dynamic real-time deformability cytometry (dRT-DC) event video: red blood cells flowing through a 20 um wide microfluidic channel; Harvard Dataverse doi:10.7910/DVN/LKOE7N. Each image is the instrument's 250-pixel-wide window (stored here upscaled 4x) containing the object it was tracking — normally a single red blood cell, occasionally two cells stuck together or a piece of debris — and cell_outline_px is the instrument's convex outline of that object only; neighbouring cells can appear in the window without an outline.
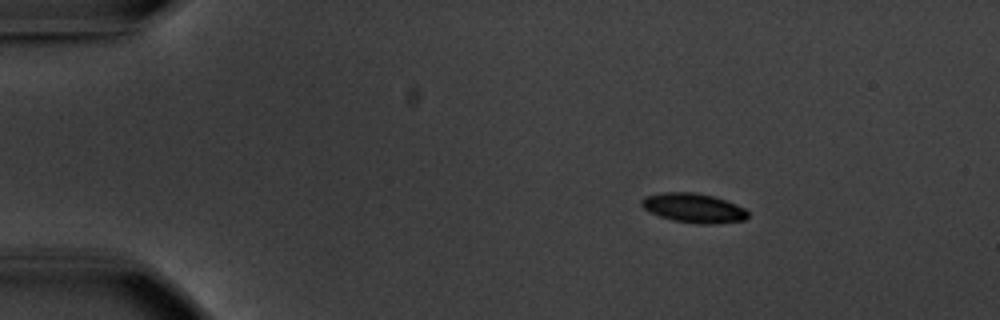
{"species": "common noctule bat (a hibernating species)", "species_latin": "Nyctalus noctula", "temperature_condition": "warm", "stored_images_in_passage": 8, "camera_frame_rate_fps": 3000, "um_per_image_px": 0.085, "animal": {"sex": "male", "body_mass_g": 20.1, "forearm_length_mm": 53.5}, "frame": {"image": 1, "passage_image": 3, "time_ms": 2.333, "image_size_px": [1000, 320], "cell_outline_px": [[748, 216], [744, 220], [712, 224], [700, 224], [672, 220], [648, 212], [640, 204], [640, 200], [644, 196], [664, 192], [692, 192], [712, 196], [736, 204], [744, 208], [748, 212]], "centroid_in_image_um": [58.91, 17.68], "position_along_channel_um": 26.1, "area_um2": 18.15}}
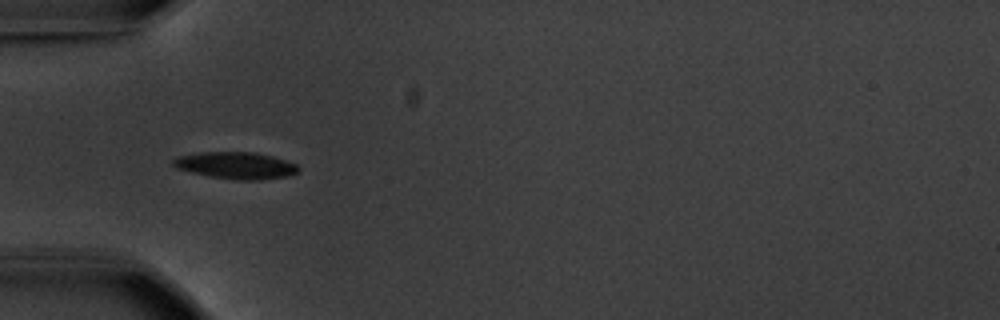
{"frame": {"image": 2, "passage_image": 5, "time_ms": 5.667, "image_size_px": [1000, 320], "cell_outline_px": [[300, 168], [296, 172], [288, 176], [260, 180], [236, 180], [208, 176], [176, 168], [172, 164], [172, 160], [176, 156], [200, 152], [256, 152], [272, 156], [296, 164]], "centroid_in_image_um": [20.02, 14.06], "position_along_channel_um": 65.0, "area_um2": 19.65}}